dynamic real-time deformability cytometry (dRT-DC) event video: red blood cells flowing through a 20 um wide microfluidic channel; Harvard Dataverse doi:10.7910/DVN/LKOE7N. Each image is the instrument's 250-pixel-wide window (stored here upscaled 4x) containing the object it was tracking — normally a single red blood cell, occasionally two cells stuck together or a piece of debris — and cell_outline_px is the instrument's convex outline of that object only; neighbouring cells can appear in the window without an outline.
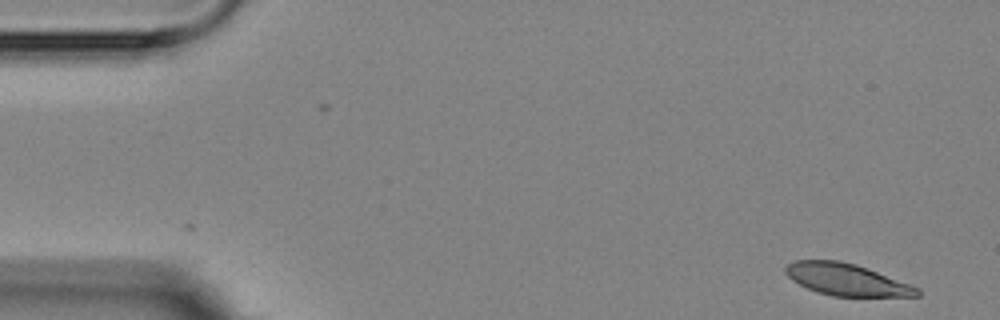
{"species": "Egyptian fruit bat (a non-hibernating species)", "species_latin": "Rousettus aegyptiacus", "temperature_condition": "room temperature", "stored_images_in_passage": 5, "segment_of_instrument_passage": [2, 2], "camera_frame_rate_fps": 3000, "um_per_image_px": 0.085, "animal": {"sex": "female"}, "frame": {"image": 1, "passage_image": 5, "time_ms": 4.333, "image_size_px": [1000, 320], "cell_outline_px": [[920, 296], [832, 296], [816, 292], [792, 280], [784, 272], [784, 268], [792, 260], [840, 260], [856, 264], [868, 268], [920, 288]], "centroid_in_image_um": [71.94, 23.75], "position_along_channel_um": 13.1, "area_um2": 24.51}}